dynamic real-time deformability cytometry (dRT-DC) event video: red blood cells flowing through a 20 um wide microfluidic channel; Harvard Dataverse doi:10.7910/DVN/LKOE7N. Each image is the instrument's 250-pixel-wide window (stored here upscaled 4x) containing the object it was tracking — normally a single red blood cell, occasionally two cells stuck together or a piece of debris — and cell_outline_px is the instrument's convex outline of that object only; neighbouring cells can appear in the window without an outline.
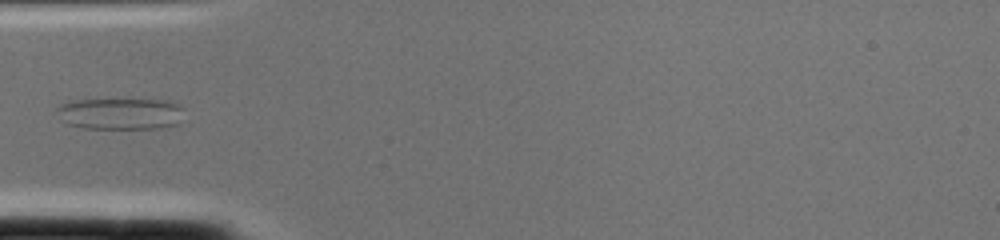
{"species": "common noctule bat (a hibernating species)", "species_latin": "Nyctalus noctula", "temperature_condition": "cold", "stored_images_in_passage": 2, "camera_frame_rate_fps": 3000, "um_per_image_px": 0.085, "animal": {"sex": "female", "body_mass_g": 22.0, "forearm_length_mm": 56.7}, "frame": {"image": 1, "passage_image": 2, "time_ms": 0.333, "image_size_px": [1000, 240], "cell_outline_px": [[184, 108], [180, 124], [160, 128], [84, 128], [68, 124], [60, 120], [56, 108], [60, 104], [72, 100], [164, 100], [176, 104]], "centroid_in_image_um": [10.23, 9.67], "position_along_channel_um": 74.8, "area_um2": 23.41}}